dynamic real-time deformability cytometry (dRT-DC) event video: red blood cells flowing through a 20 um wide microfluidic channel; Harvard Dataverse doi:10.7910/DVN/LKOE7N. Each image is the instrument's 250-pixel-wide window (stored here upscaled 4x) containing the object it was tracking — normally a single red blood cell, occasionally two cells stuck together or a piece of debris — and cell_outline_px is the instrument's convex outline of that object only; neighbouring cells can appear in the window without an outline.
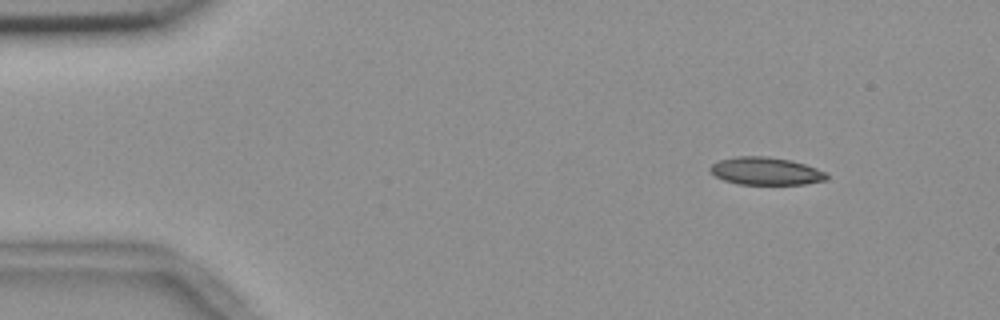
{"species": "common noctule bat (a hibernating species)", "species_latin": "Nyctalus noctula", "temperature_condition": "room temperature", "stored_images_in_passage": 3, "camera_frame_rate_fps": 3000, "um_per_image_px": 0.085, "animal": {"sex": "female", "body_mass_g": 18.4}, "frame": {"image": 1, "passage_image": 1, "time_ms": 0.0, "image_size_px": [1000, 320], "cell_outline_px": [[828, 180], [804, 184], [740, 184], [724, 180], [716, 176], [708, 168], [712, 164], [720, 160], [736, 156], [768, 156], [792, 160], [816, 168], [824, 172], [828, 176]], "centroid_in_image_um": [65.1, 14.54], "position_along_channel_um": 19.9, "area_um2": 18.73}}
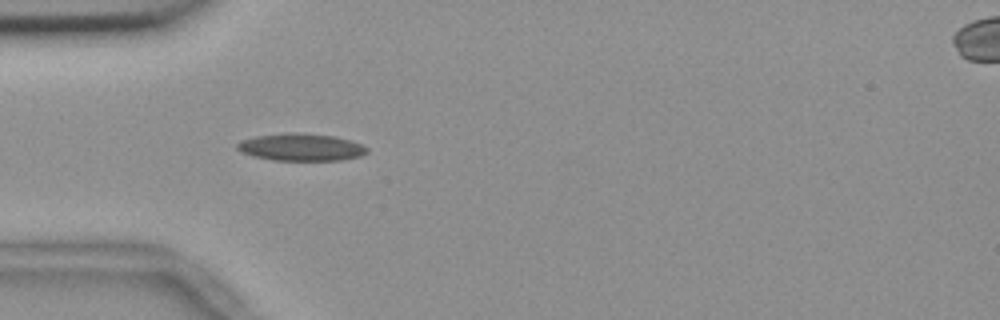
{"frame": {"image": 2, "passage_image": 3, "time_ms": 0.667, "image_size_px": [1000, 320], "cell_outline_px": [[368, 152], [360, 156], [340, 160], [272, 160], [252, 156], [240, 152], [236, 148], [236, 144], [240, 140], [256, 136], [296, 132], [336, 136], [352, 140], [364, 144], [368, 148]], "centroid_in_image_um": [25.6, 12.51], "position_along_channel_um": 59.4, "area_um2": 20.87}}